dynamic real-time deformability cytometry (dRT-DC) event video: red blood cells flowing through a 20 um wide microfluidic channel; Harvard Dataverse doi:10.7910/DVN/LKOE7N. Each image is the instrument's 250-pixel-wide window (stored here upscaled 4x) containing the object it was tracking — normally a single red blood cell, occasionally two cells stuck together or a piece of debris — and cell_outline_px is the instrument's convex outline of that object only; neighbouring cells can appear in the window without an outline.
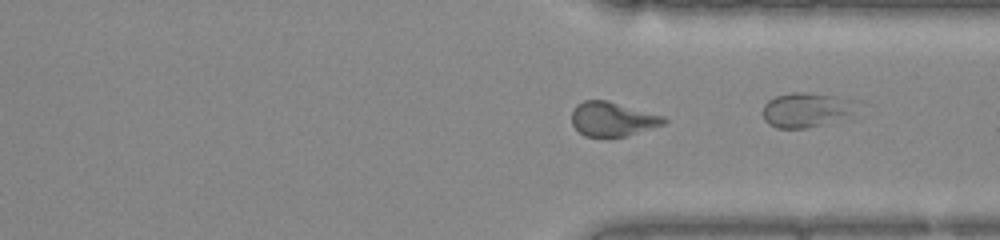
{"species": "common noctule bat (a hibernating species)", "species_latin": "Nyctalus noctula", "temperature_condition": "warm", "stored_images_in_passage": 45, "camera_frame_rate_fps": 3000, "um_per_image_px": 0.085, "animal": {"sex": "female", "body_mass_g": 22.0, "forearm_length_mm": 56.7}, "frame": {"image": 1, "passage_image": 32, "time_ms": 10.333, "image_size_px": [1000, 240], "cell_outline_px": [[668, 120], [664, 124], [628, 136], [584, 136], [572, 124], [572, 112], [576, 104], [584, 100], [604, 100], [664, 116]], "centroid_in_image_um": [52.06, 10.12], "position_along_channel_um": 359.3, "area_um2": 18.15}, "authors_computed_cell_mechanics": {"area_um2": 18.6694, "velocity_mm_per_s": 3.9771, "shape_relaxation_time_tau1_ms": 5.7264, "shape_relaxation_time_tau2_ms": 1.6595, "deformation_change_tau1": 0.1396, "deformation_change_tau2": 0.0704}}